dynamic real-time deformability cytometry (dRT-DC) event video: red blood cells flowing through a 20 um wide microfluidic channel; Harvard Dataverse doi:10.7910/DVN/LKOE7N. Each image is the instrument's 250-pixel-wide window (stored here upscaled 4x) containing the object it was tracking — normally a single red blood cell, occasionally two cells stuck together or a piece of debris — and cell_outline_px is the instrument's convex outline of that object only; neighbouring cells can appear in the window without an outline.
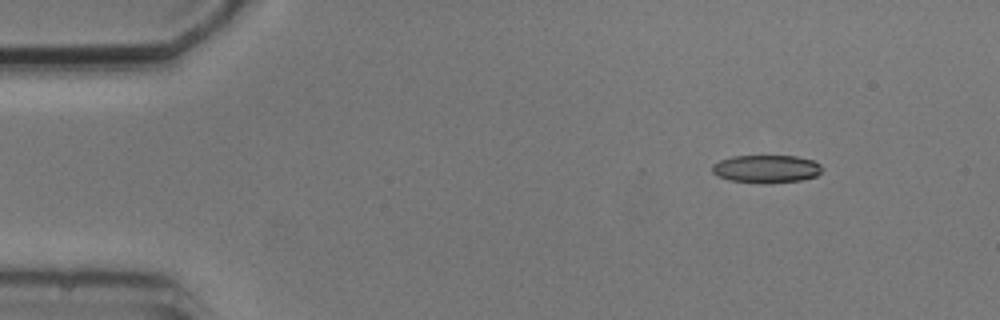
{"species": "common noctule bat (a hibernating species)", "species_latin": "Nyctalus noctula", "temperature_condition": "cold", "stored_images_in_passage": 11, "camera_frame_rate_fps": 3000, "um_per_image_px": 0.085, "animal": {"sex": "male", "body_mass_g": 20.5, "forearm_length_mm": 52.5}, "frame": {"image": 1, "passage_image": 2, "time_ms": 2.0, "image_size_px": [1000, 320], "cell_outline_px": [[824, 168], [816, 176], [800, 180], [768, 184], [764, 184], [728, 180], [716, 176], [712, 172], [712, 164], [720, 160], [732, 156], [796, 156], [812, 160], [820, 164]], "centroid_in_image_um": [65.11, 14.36], "position_along_channel_um": 19.9, "area_um2": 18.09}}
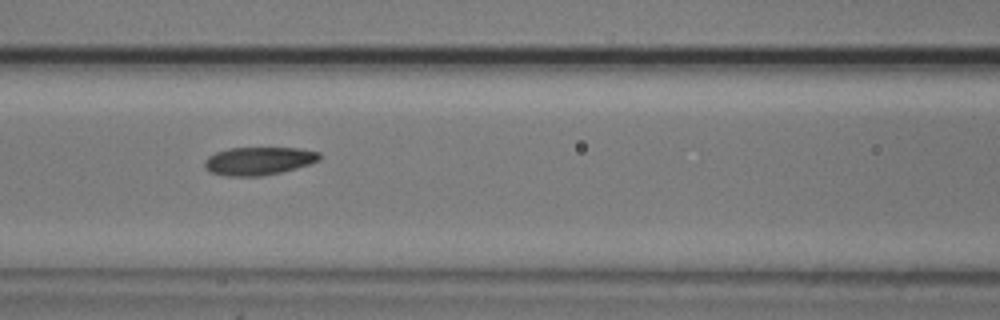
{"frame": {"image": 2, "passage_image": 7, "time_ms": 7.667, "image_size_px": [1000, 320], "cell_outline_px": [[320, 160], [296, 168], [280, 172], [260, 176], [224, 176], [208, 172], [204, 168], [204, 160], [208, 156], [216, 152], [228, 148], [300, 148], [320, 152]], "centroid_in_image_um": [21.94, 13.68], "position_along_channel_um": 144.7, "area_um2": 18.9}}
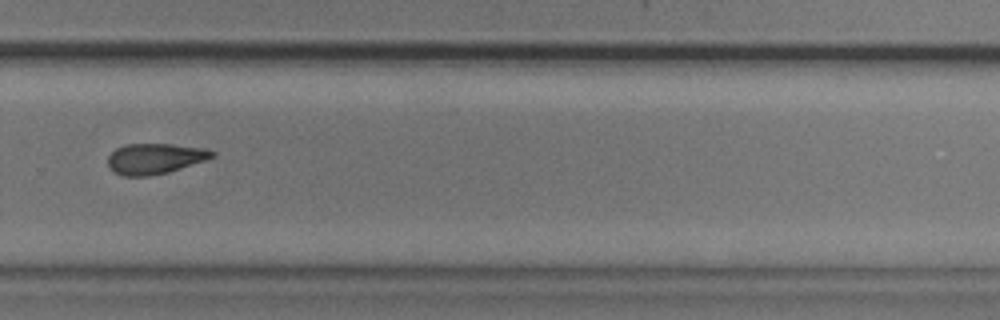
{"frame": {"image": 3, "passage_image": 11, "time_ms": 12.333, "image_size_px": [1000, 320], "cell_outline_px": [[216, 152], [212, 156], [204, 160], [168, 172], [148, 176], [124, 176], [112, 172], [108, 164], [108, 156], [116, 148], [128, 144], [172, 144], [204, 148]], "centroid_in_image_um": [13.11, 13.48], "position_along_channel_um": 316.7, "area_um2": 18.38}}